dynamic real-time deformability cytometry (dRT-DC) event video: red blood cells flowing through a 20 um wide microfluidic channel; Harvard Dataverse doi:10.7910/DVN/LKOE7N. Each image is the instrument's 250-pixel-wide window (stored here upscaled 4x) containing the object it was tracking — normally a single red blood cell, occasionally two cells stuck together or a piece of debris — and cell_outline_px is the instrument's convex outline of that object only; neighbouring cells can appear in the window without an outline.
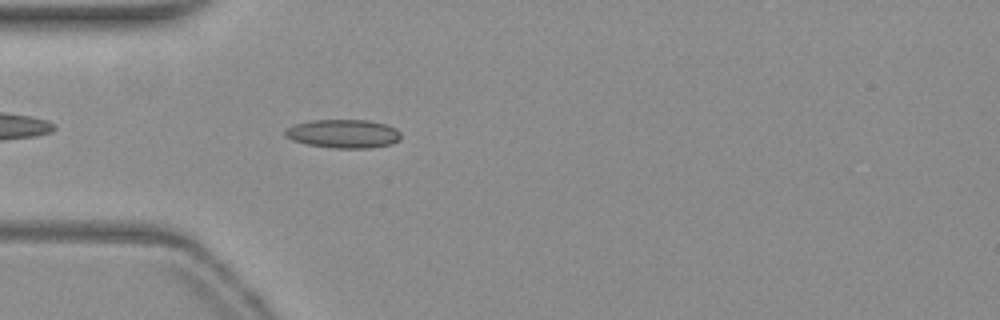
{"species": "common noctule bat (a hibernating species)", "species_latin": "Nyctalus noctula", "temperature_condition": "warm", "stored_images_in_passage": 42, "camera_frame_rate_fps": 3000, "um_per_image_px": 0.085, "animal": {"sex": "female", "body_mass_g": 19.3, "forearm_length_mm": 54.1}, "frame": {"image": 1, "passage_image": 4, "time_ms": 1.0, "image_size_px": [1000, 320], "cell_outline_px": [[400, 140], [392, 144], [372, 148], [332, 148], [308, 144], [292, 140], [284, 136], [284, 128], [296, 124], [312, 120], [368, 120], [384, 124], [396, 128], [400, 132]], "centroid_in_image_um": [29.18, 11.37], "position_along_channel_um": 55.8, "area_um2": 19.42}}
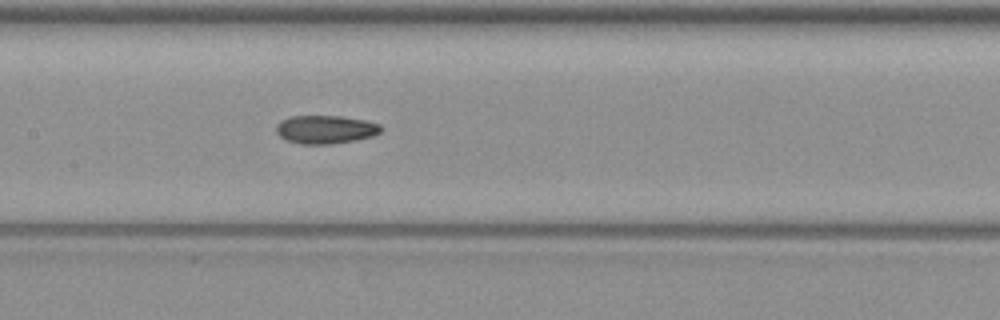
{"frame": {"image": 2, "passage_image": 14, "time_ms": 4.333, "image_size_px": [1000, 320], "cell_outline_px": [[384, 128], [380, 132], [372, 136], [356, 140], [332, 144], [300, 144], [288, 140], [280, 136], [276, 132], [276, 124], [280, 120], [288, 116], [340, 116], [364, 120], [380, 124]], "centroid_in_image_um": [27.66, 11.0], "position_along_channel_um": 179.7, "area_um2": 17.4}}
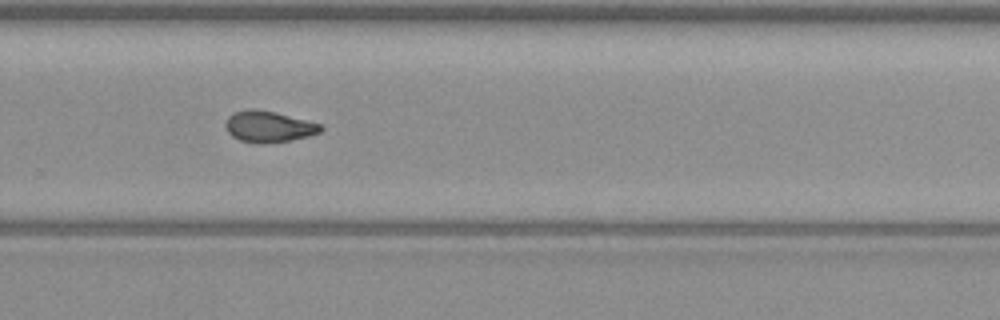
{"frame": {"image": 3, "passage_image": 24, "time_ms": 7.667, "image_size_px": [1000, 320], "cell_outline_px": [[324, 128], [320, 132], [308, 136], [288, 140], [264, 144], [256, 144], [240, 140], [232, 136], [228, 132], [224, 124], [228, 116], [232, 112], [248, 108], [256, 108], [276, 112], [320, 124]], "centroid_in_image_um": [22.78, 10.75], "position_along_channel_um": 307.0, "area_um2": 17.46}, "authors_computed_cell_mechanics": {"area_um2": 17.3978, "velocity_mm_per_s": 3.8407, "shape_relaxation_time_tau1_ms": null, "shape_relaxation_time_tau2_ms": 2.7418, "deformation_change_tau1": null, "deformation_change_tau2": 0.0865}}